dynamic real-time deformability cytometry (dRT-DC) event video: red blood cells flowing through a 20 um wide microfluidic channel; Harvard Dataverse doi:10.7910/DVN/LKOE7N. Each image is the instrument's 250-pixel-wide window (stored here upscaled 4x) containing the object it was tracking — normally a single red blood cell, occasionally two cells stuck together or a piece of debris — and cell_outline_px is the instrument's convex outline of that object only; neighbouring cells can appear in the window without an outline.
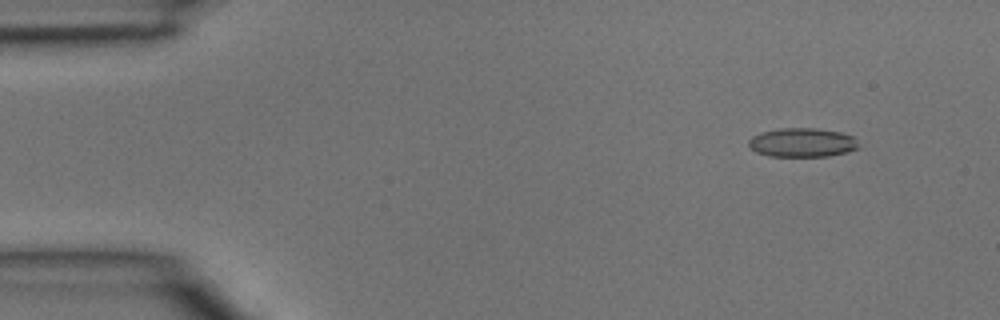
{"species": "common noctule bat (a hibernating species)", "species_latin": "Nyctalus noctula", "temperature_condition": "room temperature", "stored_images_in_passage": 4, "camera_frame_rate_fps": 3000, "um_per_image_px": 0.085, "animal": {"sex": "male", "body_mass_g": 15.6}, "frame": {"image": 1, "passage_image": 1, "time_ms": 0.0, "image_size_px": [1000, 320], "cell_outline_px": [[860, 148], [848, 152], [828, 156], [768, 156], [756, 152], [748, 144], [748, 140], [752, 136], [760, 132], [780, 128], [816, 128], [840, 132], [852, 136]], "centroid_in_image_um": [68.17, 12.11], "position_along_channel_um": 16.8, "area_um2": 18.61}}
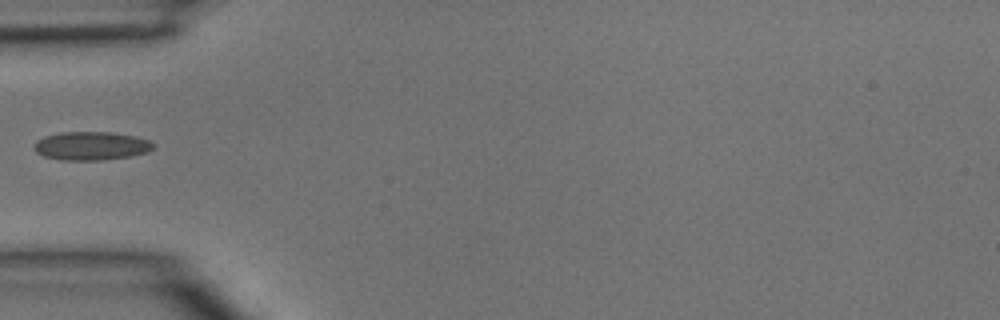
{"frame": {"image": 2, "passage_image": 4, "time_ms": 1.0, "image_size_px": [1000, 320], "cell_outline_px": [[156, 144], [148, 152], [132, 156], [104, 160], [60, 160], [44, 156], [36, 152], [32, 148], [36, 140], [44, 136], [60, 132], [112, 132], [136, 136], [148, 140]], "centroid_in_image_um": [7.74, 12.4], "position_along_channel_um": 77.3, "area_um2": 20.06}}